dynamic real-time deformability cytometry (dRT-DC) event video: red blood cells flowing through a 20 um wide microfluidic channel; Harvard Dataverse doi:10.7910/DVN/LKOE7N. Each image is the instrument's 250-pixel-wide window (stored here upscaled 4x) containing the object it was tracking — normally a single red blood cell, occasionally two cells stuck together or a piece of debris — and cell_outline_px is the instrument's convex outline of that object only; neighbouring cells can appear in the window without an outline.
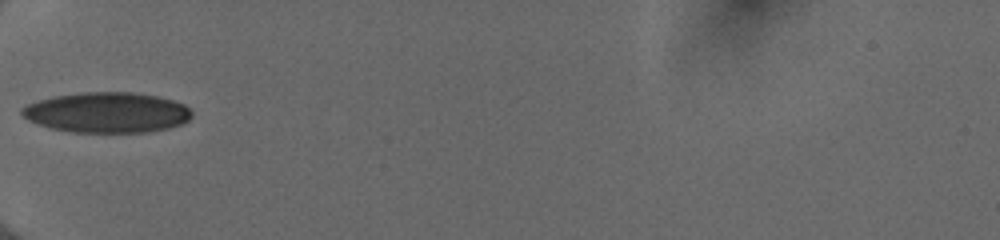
{"species": "human", "species_latin": "Homo sapiens", "temperature_condition": "cold", "stored_images_in_passage": 32, "camera_frame_rate_fps": 3000, "um_per_image_px": 0.085, "donor": {"sex": "female"}, "frame": {"image": 1, "passage_image": 1, "time_ms": 0.0, "image_size_px": [1000, 240], "cell_outline_px": [[192, 116], [184, 124], [168, 128], [148, 132], [72, 132], [48, 128], [28, 120], [20, 112], [20, 108], [28, 104], [52, 96], [80, 92], [136, 92], [156, 96], [172, 100], [184, 104], [192, 112]], "centroid_in_image_um": [9.09, 9.56], "position_along_channel_um": 75.9, "area_um2": 40.23}}
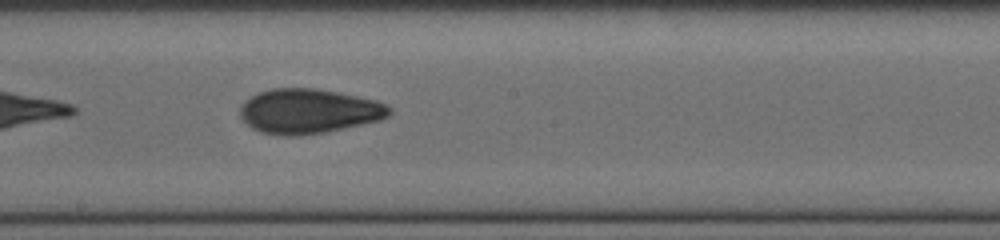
{"frame": {"image": 2, "passage_image": 12, "time_ms": 3.667, "image_size_px": [1000, 240], "cell_outline_px": [[392, 112], [388, 116], [380, 120], [324, 132], [300, 136], [284, 136], [260, 132], [252, 128], [240, 116], [240, 108], [252, 96], [260, 92], [272, 88], [316, 88], [376, 100], [388, 104], [392, 108]], "centroid_in_image_um": [26.27, 9.45], "position_along_channel_um": 221.9, "area_um2": 38.67}}
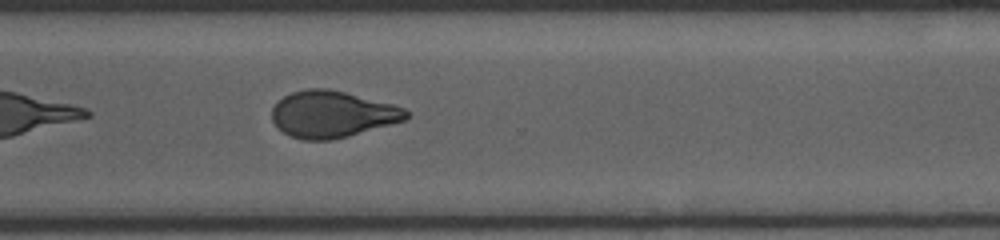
{"frame": {"image": 3, "passage_image": 21, "time_ms": 6.667, "image_size_px": [1000, 240], "cell_outline_px": [[408, 116], [404, 120], [348, 136], [332, 140], [304, 140], [292, 136], [276, 128], [272, 120], [272, 108], [284, 96], [292, 92], [308, 88], [328, 88], [392, 104], [404, 108], [408, 112]], "centroid_in_image_um": [28.2, 9.71], "position_along_channel_um": 342.4, "area_um2": 36.13}, "authors_computed_cell_mechanics": {"area_um2": 37.3099, "velocity_mm_per_s": 4.0336, "shape_relaxation_time_tau1_ms": 6.8966, "shape_relaxation_time_tau2_ms": 1.4364, "deformation_change_tau1": 0.1738, "deformation_change_tau2": 0.0534}}